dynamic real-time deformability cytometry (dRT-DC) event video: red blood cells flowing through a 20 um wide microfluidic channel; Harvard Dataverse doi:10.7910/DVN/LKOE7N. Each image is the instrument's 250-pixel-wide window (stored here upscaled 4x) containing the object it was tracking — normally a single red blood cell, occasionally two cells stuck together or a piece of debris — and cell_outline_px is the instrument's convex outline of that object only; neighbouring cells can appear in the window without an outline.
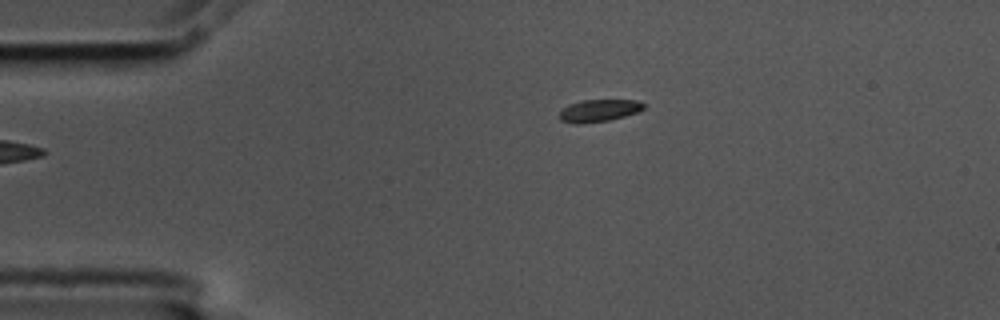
{"species": "common noctule bat (a hibernating species)", "species_latin": "Nyctalus noctula", "temperature_condition": "cold", "stored_images_in_passage": 2, "camera_frame_rate_fps": 3000, "um_per_image_px": 0.085, "animal": {"sex": "male", "body_mass_g": 17.5, "forearm_length_mm": 52.3}, "frame": {"image": 1, "passage_image": 1, "time_ms": 0.0, "image_size_px": [1000, 320], "cell_outline_px": [[644, 108], [640, 112], [608, 120], [580, 124], [576, 124], [560, 120], [560, 112], [568, 104], [580, 100], [636, 100], [644, 104]], "centroid_in_image_um": [50.91, 9.39], "position_along_channel_um": 34.1, "area_um2": 10.92}}